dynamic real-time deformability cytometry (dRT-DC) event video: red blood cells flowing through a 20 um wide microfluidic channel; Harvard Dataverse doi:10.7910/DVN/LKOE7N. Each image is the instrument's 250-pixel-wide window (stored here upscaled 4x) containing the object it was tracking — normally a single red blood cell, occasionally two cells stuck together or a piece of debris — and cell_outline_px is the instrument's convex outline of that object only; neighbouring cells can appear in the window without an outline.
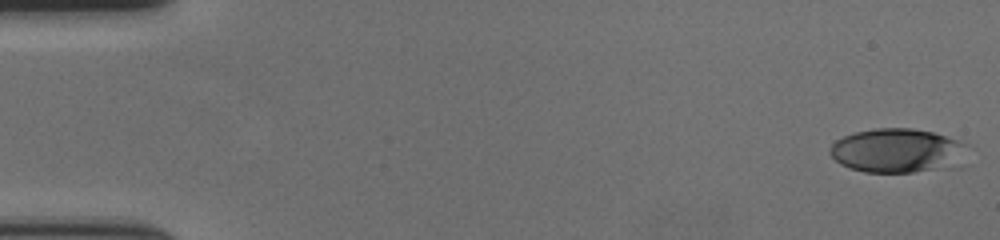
{"species": "human", "species_latin": "Homo sapiens", "temperature_condition": "cold", "stored_images_in_passage": 58, "camera_frame_rate_fps": 3000, "um_per_image_px": 0.085, "donor": {"sex": "female"}, "frame": {"image": 1, "passage_image": 1, "time_ms": 0.0, "image_size_px": [1000, 240], "cell_outline_px": [[968, 144], [932, 168], [912, 172], [864, 172], [848, 168], [840, 164], [828, 152], [828, 148], [836, 140], [844, 136], [856, 132], [876, 128], [912, 128], [932, 132]], "centroid_in_image_um": [75.93, 12.75], "position_along_channel_um": 9.1, "area_um2": 33.06}}
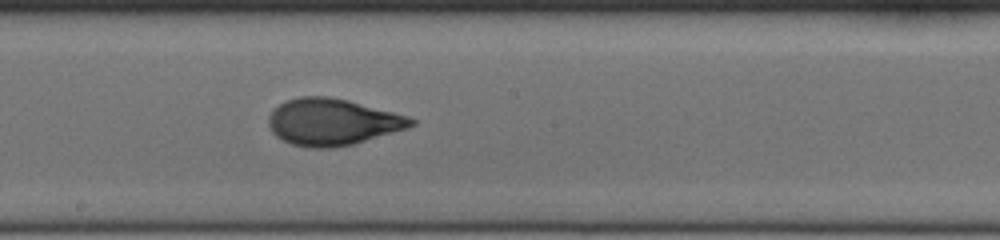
{"frame": {"image": 2, "passage_image": 32, "time_ms": 10.333, "image_size_px": [1000, 240], "cell_outline_px": [[416, 124], [408, 128], [352, 144], [332, 148], [308, 148], [292, 144], [276, 136], [272, 132], [268, 124], [268, 116], [284, 100], [300, 96], [328, 96], [348, 100], [408, 116], [416, 120]], "centroid_in_image_um": [28.25, 10.36], "position_along_channel_um": 220.0, "area_um2": 38.67}}
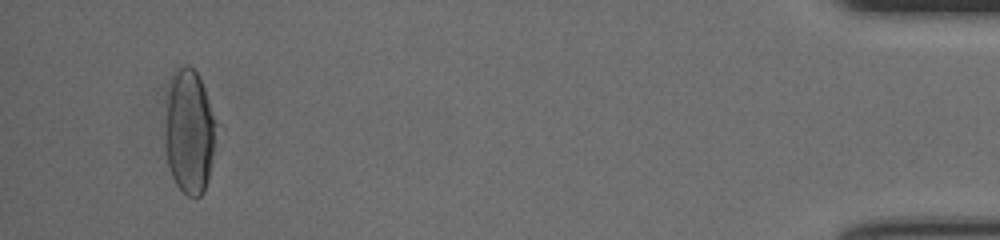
{"frame": {"image": 3, "passage_image": 55, "time_ms": 18.0, "image_size_px": [1000, 240], "cell_outline_px": [[216, 124], [208, 180], [204, 192], [200, 196], [188, 196], [176, 184], [172, 176], [168, 164], [164, 144], [164, 132], [168, 92], [172, 80], [176, 72], [180, 68], [188, 64], [196, 72], [204, 88]], "centroid_in_image_um": [16.06, 11.23], "position_along_channel_um": 419.1, "area_um2": 36.3}, "authors_computed_cell_mechanics": {"area_um2": 36.703, "velocity_mm_per_s": 3.5891, "shape_relaxation_time_tau1_ms": 4.319, "shape_relaxation_time_tau2_ms": 1.1607, "deformation_change_tau1": 0.1996, "deformation_change_tau2": 0.0752}}